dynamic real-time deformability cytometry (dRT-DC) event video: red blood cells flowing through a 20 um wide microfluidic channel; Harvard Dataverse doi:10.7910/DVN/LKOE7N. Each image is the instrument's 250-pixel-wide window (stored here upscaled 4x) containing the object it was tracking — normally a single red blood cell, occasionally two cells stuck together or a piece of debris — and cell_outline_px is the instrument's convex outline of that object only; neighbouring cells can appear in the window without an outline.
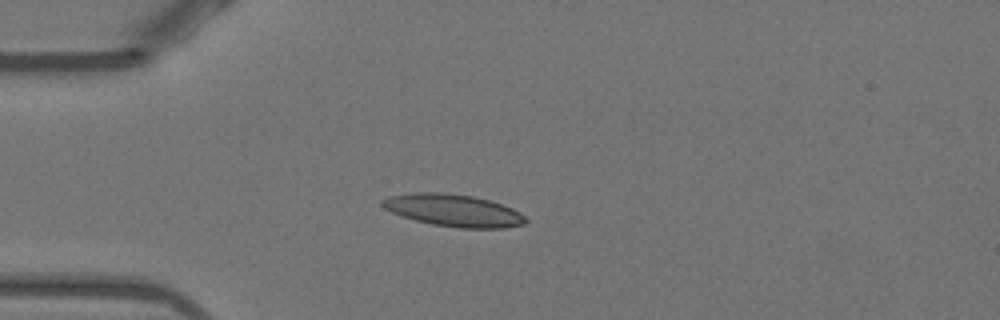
{"species": "Egyptian fruit bat (a non-hibernating species)", "species_latin": "Rousettus aegyptiacus", "temperature_condition": "warm", "stored_images_in_passage": 5, "camera_frame_rate_fps": 3000, "um_per_image_px": 0.085, "animal": {"sex": "female"}, "frame": {"image": 1, "passage_image": 1, "time_ms": 0.0, "image_size_px": [1000, 320], "cell_outline_px": [[528, 220], [524, 224], [504, 228], [460, 228], [432, 224], [400, 216], [384, 208], [380, 204], [388, 196], [412, 192], [440, 192], [472, 196], [488, 200], [512, 208], [520, 212]], "centroid_in_image_um": [38.53, 17.88], "position_along_channel_um": 46.5, "area_um2": 26.82}}